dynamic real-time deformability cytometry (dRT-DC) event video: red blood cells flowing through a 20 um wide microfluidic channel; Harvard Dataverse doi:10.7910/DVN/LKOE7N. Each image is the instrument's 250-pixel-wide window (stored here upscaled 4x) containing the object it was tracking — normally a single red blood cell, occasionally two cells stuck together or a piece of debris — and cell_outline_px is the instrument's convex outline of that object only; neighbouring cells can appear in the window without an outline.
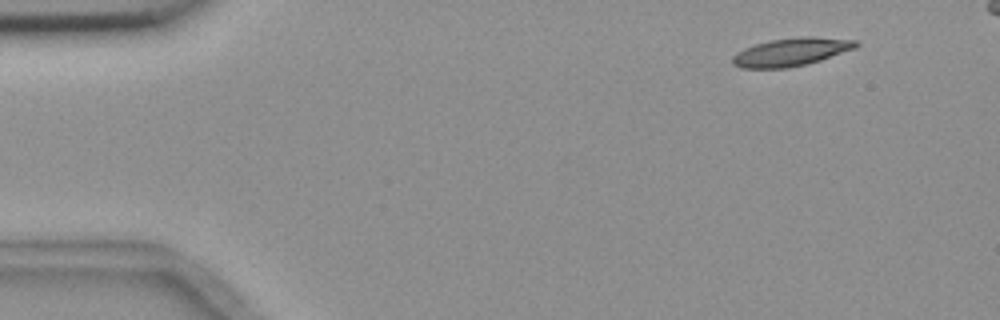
{"species": "common noctule bat (a hibernating species)", "species_latin": "Nyctalus noctula", "temperature_condition": "room temperature", "stored_images_in_passage": 4, "camera_frame_rate_fps": 3000, "um_per_image_px": 0.085, "animal": {"sex": "female", "body_mass_g": 18.4}, "frame": {"image": 1, "passage_image": 1, "time_ms": 0.0, "image_size_px": [1000, 320], "cell_outline_px": [[860, 44], [856, 48], [820, 60], [788, 68], [740, 68], [732, 64], [732, 56], [736, 52], [744, 48], [756, 44], [772, 40], [800, 36], [812, 36], [856, 40]], "centroid_in_image_um": [67.24, 4.41], "position_along_channel_um": 17.8, "area_um2": 20.17}}